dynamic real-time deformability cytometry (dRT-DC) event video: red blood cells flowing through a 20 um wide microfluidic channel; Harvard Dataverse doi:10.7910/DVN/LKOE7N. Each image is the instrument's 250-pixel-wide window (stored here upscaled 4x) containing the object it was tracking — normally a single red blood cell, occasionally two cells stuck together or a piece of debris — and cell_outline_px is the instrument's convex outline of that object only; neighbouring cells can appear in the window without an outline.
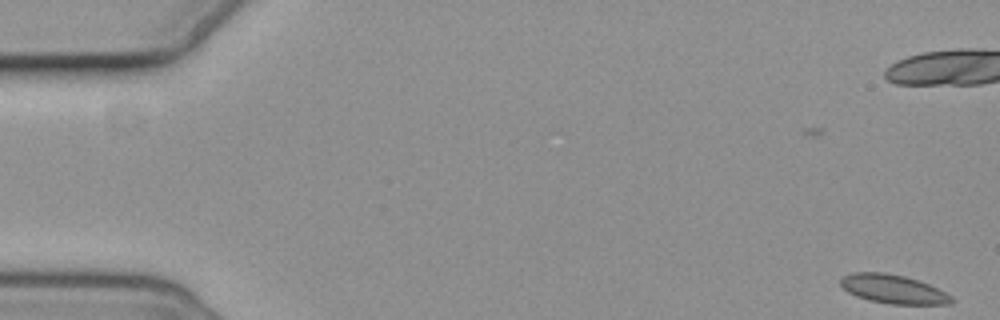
{"species": "common noctule bat (a hibernating species)", "species_latin": "Nyctalus noctula", "temperature_condition": "cold", "stored_images_in_passage": 6, "camera_frame_rate_fps": 3000, "um_per_image_px": 0.085, "animal": {"sex": "female", "body_mass_g": 19.3, "forearm_length_mm": 54.1}, "frame": {"image": 1, "passage_image": 2, "time_ms": 1.333, "image_size_px": [1000, 320], "cell_outline_px": [[956, 300], [952, 304], [888, 304], [868, 300], [856, 296], [848, 292], [840, 284], [840, 276], [852, 272], [884, 272], [904, 276], [928, 284], [952, 296]], "centroid_in_image_um": [75.89, 24.57], "position_along_channel_um": 9.1, "area_um2": 18.73}}